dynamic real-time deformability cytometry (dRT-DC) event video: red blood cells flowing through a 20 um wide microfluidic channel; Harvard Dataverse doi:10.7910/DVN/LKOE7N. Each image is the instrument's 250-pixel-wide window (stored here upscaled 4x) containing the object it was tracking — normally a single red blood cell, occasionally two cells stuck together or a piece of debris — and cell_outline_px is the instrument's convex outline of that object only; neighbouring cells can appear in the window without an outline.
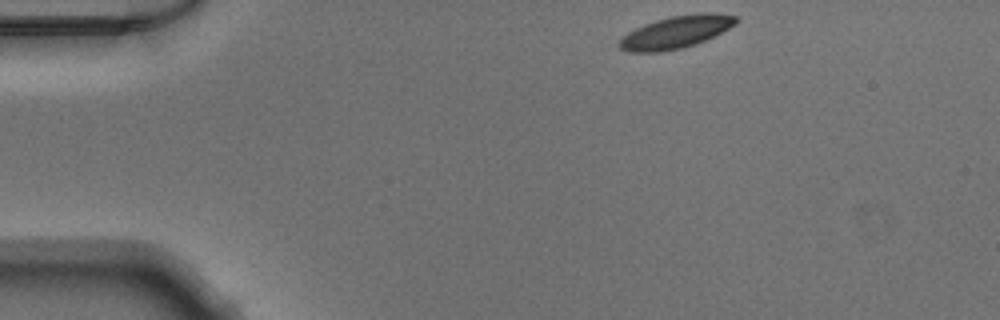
{"species": "Egyptian fruit bat (a non-hibernating species)", "species_latin": "Rousettus aegyptiacus", "temperature_condition": "warm", "stored_images_in_passage": 43, "camera_frame_rate_fps": 3000, "um_per_image_px": 0.085, "animal": {"sex": "male"}, "frame": {"image": 1, "passage_image": 1, "time_ms": 0.0, "image_size_px": [1000, 320], "cell_outline_px": [[740, 20], [736, 24], [696, 44], [680, 48], [656, 52], [628, 52], [620, 48], [616, 44], [620, 36], [644, 24], [656, 20], [672, 16], [700, 12], [712, 12], [736, 16]], "centroid_in_image_um": [57.42, 2.72], "position_along_channel_um": 27.6, "area_um2": 22.02}}
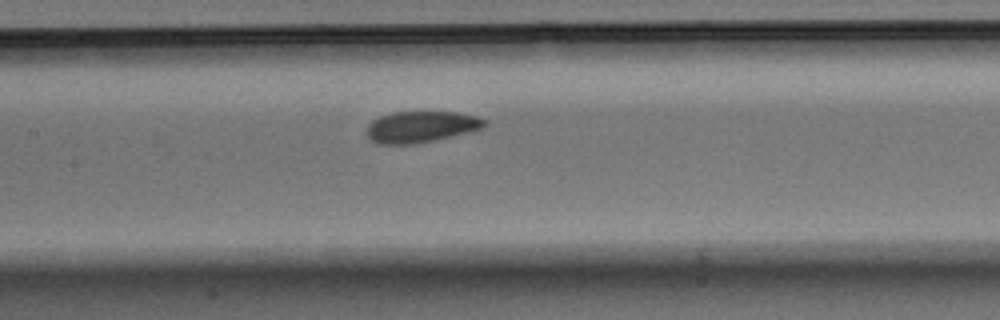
{"frame": {"image": 2, "passage_image": 17, "time_ms": 5.333, "image_size_px": [1000, 320], "cell_outline_px": [[488, 124], [480, 128], [468, 132], [416, 144], [376, 144], [368, 136], [368, 124], [372, 120], [380, 116], [392, 112], [456, 112], [476, 116], [484, 120]], "centroid_in_image_um": [35.75, 10.78], "position_along_channel_um": 171.6, "area_um2": 21.27}}
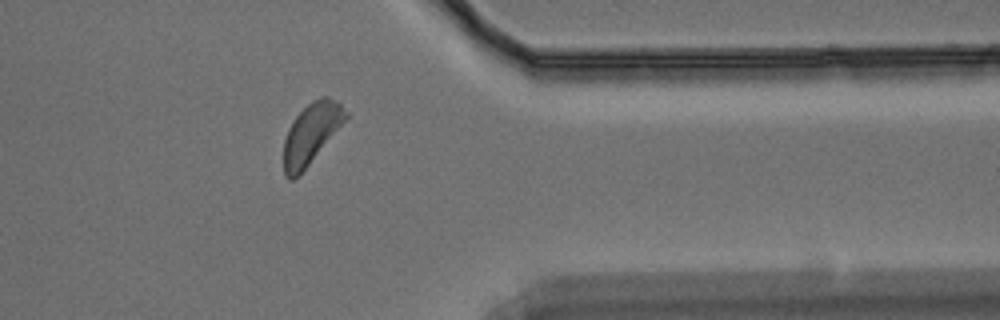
{"frame": {"image": 3, "passage_image": 34, "time_ms": 11.0, "image_size_px": [1000, 320], "cell_outline_px": [[348, 116], [308, 164], [292, 180], [288, 180], [284, 176], [284, 140], [288, 128], [292, 120], [312, 100], [320, 96], [328, 96], [340, 104], [348, 112]], "centroid_in_image_um": [26.42, 11.31], "position_along_channel_um": 385.0, "area_um2": 21.21}}